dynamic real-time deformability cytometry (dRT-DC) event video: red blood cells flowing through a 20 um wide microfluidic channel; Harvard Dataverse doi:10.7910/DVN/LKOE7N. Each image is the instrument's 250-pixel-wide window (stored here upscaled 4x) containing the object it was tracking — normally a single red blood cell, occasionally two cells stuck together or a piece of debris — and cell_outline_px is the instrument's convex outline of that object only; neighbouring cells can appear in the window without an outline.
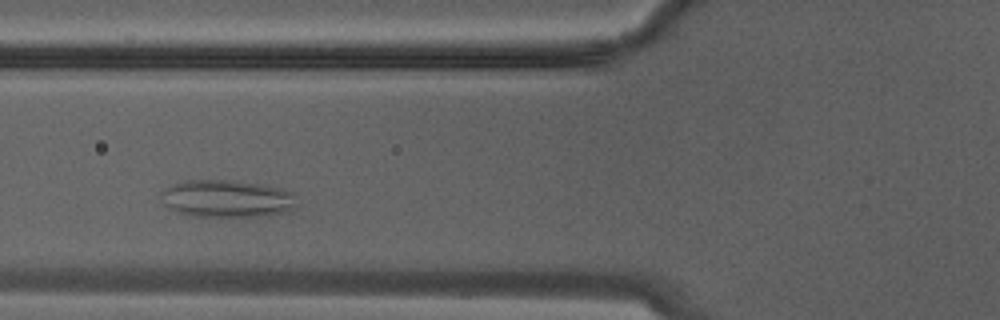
{"species": "Egyptian fruit bat (a non-hibernating species)", "species_latin": "Rousettus aegyptiacus", "temperature_condition": "warm", "stored_images_in_passage": 17, "camera_frame_rate_fps": 3000, "um_per_image_px": 0.085, "animal": {"sex": "male"}, "frame": {"image": 1, "passage_image": 6, "time_ms": 1.667, "image_size_px": [1000, 320], "cell_outline_px": [[296, 204], [288, 212], [260, 216], [192, 216], [168, 208], [164, 204], [160, 196], [160, 192], [164, 188], [172, 184], [188, 180], [224, 180], [256, 184], [280, 188], [296, 192]], "centroid_in_image_um": [19.28, 16.88], "position_along_channel_um": 106.5, "area_um2": 29.54}}
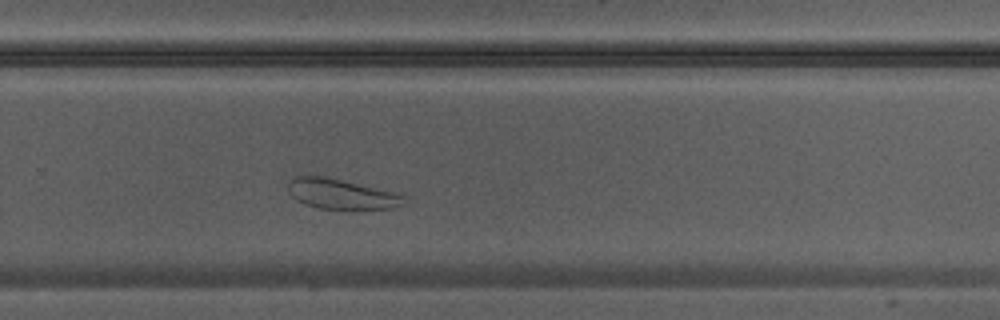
{"frame": {"image": 2, "passage_image": 15, "time_ms": 4.667, "image_size_px": [1000, 320], "cell_outline_px": [[408, 200], [392, 208], [348, 212], [320, 208], [304, 204], [296, 200], [288, 192], [288, 180], [296, 176], [324, 176], [392, 192], [404, 196]], "centroid_in_image_um": [28.98, 16.54], "position_along_channel_um": 300.8, "area_um2": 20.81}}